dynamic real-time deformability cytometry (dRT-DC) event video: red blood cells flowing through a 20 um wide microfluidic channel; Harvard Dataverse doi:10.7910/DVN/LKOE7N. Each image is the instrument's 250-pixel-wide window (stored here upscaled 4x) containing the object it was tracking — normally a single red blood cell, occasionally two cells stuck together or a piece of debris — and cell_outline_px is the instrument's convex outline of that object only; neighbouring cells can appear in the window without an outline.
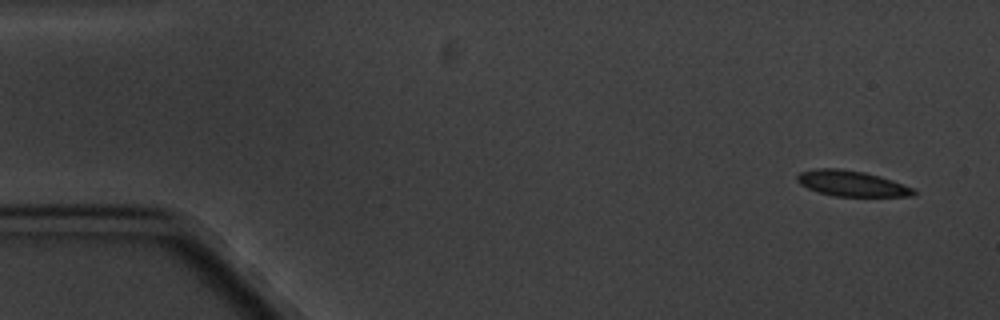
{"species": "common noctule bat (a hibernating species)", "species_latin": "Nyctalus noctula", "temperature_condition": "cold", "stored_images_in_passage": 5, "camera_frame_rate_fps": 3000, "um_per_image_px": 0.085, "animal": {"sex": "male", "body_mass_g": 20.1, "forearm_length_mm": 53.5}, "frame": {"image": 1, "passage_image": 1, "time_ms": 0.0, "image_size_px": [1000, 320], "cell_outline_px": [[916, 192], [912, 196], [832, 196], [808, 188], [800, 184], [796, 180], [796, 176], [800, 172], [816, 168], [840, 168], [864, 172], [880, 176], [892, 180], [912, 188]], "centroid_in_image_um": [72.35, 15.58], "position_along_channel_um": 12.7, "area_um2": 17.28}}
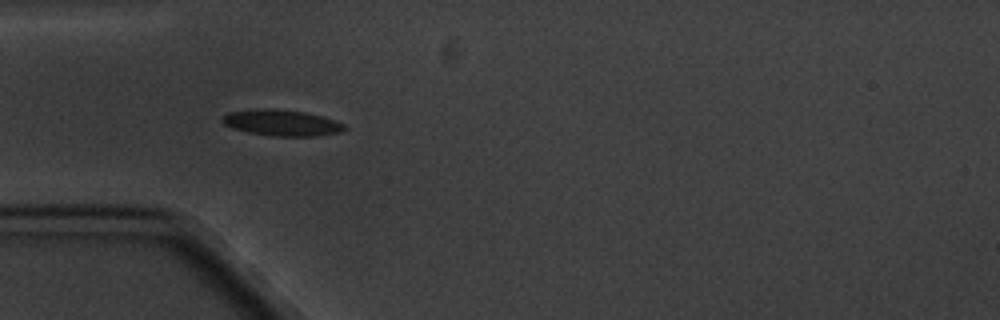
{"frame": {"image": 2, "passage_image": 5, "time_ms": 4.667, "image_size_px": [1000, 320], "cell_outline_px": [[348, 128], [340, 132], [316, 136], [272, 136], [248, 132], [232, 128], [224, 124], [220, 120], [220, 116], [228, 112], [260, 108], [276, 108], [304, 112], [320, 116], [344, 124]], "centroid_in_image_um": [23.88, 10.43], "position_along_channel_um": 61.1, "area_um2": 18.67}}